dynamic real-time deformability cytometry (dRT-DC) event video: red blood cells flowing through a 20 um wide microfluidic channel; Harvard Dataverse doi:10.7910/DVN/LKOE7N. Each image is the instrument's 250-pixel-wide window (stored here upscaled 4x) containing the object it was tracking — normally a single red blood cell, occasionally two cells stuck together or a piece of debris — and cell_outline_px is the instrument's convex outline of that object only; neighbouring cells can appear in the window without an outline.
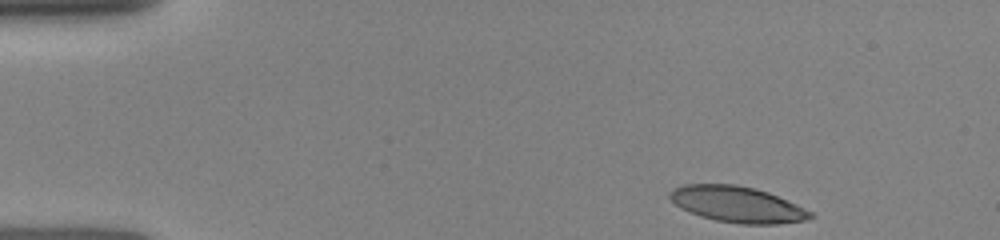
{"species": "human", "species_latin": "Homo sapiens", "temperature_condition": "room temperature", "stored_images_in_passage": 26, "camera_frame_rate_fps": 3000, "um_per_image_px": 0.085, "donor": {"sex": "female"}, "frame": {"image": 1, "passage_image": 1, "time_ms": 0.0, "image_size_px": [1000, 240], "cell_outline_px": [[816, 216], [808, 220], [776, 224], [740, 224], [716, 220], [700, 216], [680, 208], [668, 196], [668, 192], [672, 188], [684, 184], [736, 184], [756, 188], [768, 192], [796, 204], [812, 212]], "centroid_in_image_um": [62.67, 17.37], "position_along_channel_um": 22.3, "area_um2": 29.65}}
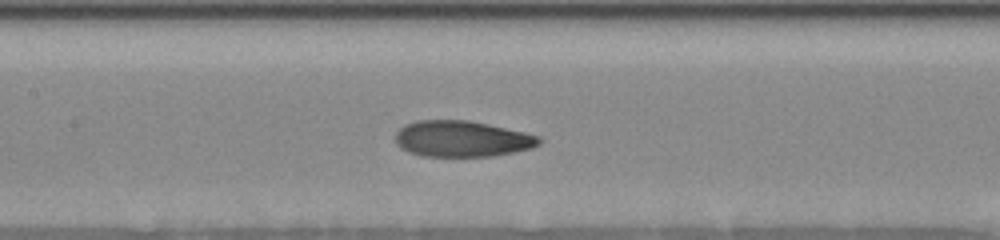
{"frame": {"image": 2, "passage_image": 14, "time_ms": 5.667, "image_size_px": [1000, 240], "cell_outline_px": [[544, 140], [540, 144], [532, 148], [492, 156], [424, 156], [408, 152], [400, 148], [396, 144], [396, 132], [404, 124], [416, 120], [468, 120], [488, 124], [524, 132], [540, 136]], "centroid_in_image_um": [39.26, 11.79], "position_along_channel_um": 168.1, "area_um2": 30.35}}
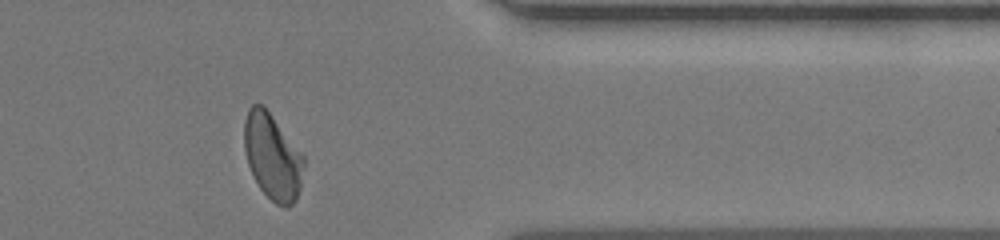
{"frame": {"image": 3, "passage_image": 23, "time_ms": 11.333, "image_size_px": [1000, 240], "cell_outline_px": [[304, 164], [300, 188], [296, 200], [288, 208], [284, 208], [276, 204], [260, 188], [248, 164], [244, 148], [244, 124], [248, 108], [252, 104], [260, 104], [272, 116], [304, 156]], "centroid_in_image_um": [23.16, 13.34], "position_along_channel_um": 388.2, "area_um2": 29.42}}